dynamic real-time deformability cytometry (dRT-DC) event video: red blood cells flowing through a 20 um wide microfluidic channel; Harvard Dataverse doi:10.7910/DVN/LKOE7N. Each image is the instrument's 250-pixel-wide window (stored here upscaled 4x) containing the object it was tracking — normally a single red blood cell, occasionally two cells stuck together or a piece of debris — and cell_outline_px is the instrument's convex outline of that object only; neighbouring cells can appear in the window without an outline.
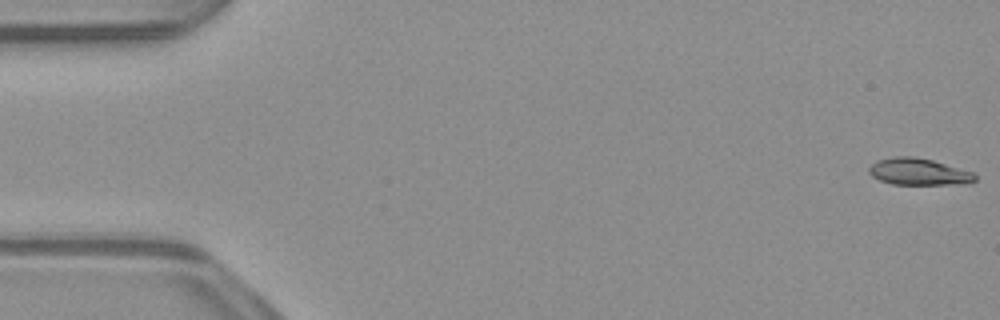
{"species": "common noctule bat (a hibernating species)", "species_latin": "Nyctalus noctula", "temperature_condition": "warm", "stored_images_in_passage": 53, "camera_frame_rate_fps": 3000, "um_per_image_px": 0.085, "animal": {"sex": "male", "body_mass_g": 23.1, "forearm_length_mm": 52.7}, "frame": {"image": 1, "passage_image": 1, "time_ms": 0.0, "image_size_px": [1000, 320], "cell_outline_px": [[976, 180], [968, 184], [892, 184], [880, 180], [872, 176], [868, 172], [868, 168], [876, 160], [892, 156], [912, 156], [932, 160], [972, 172], [976, 176]], "centroid_in_image_um": [78.05, 14.59], "position_along_channel_um": 6.9, "area_um2": 16.53}}
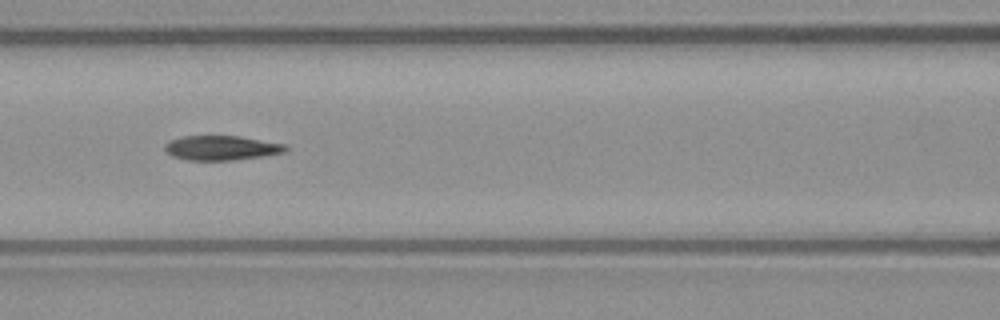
{"frame": {"image": 2, "passage_image": 23, "time_ms": 7.333, "image_size_px": [1000, 320], "cell_outline_px": [[288, 148], [284, 152], [264, 156], [232, 160], [188, 160], [172, 156], [164, 148], [164, 144], [168, 140], [184, 136], [240, 136], [284, 144]], "centroid_in_image_um": [18.8, 12.57], "position_along_channel_um": 147.8, "area_um2": 17.22}}
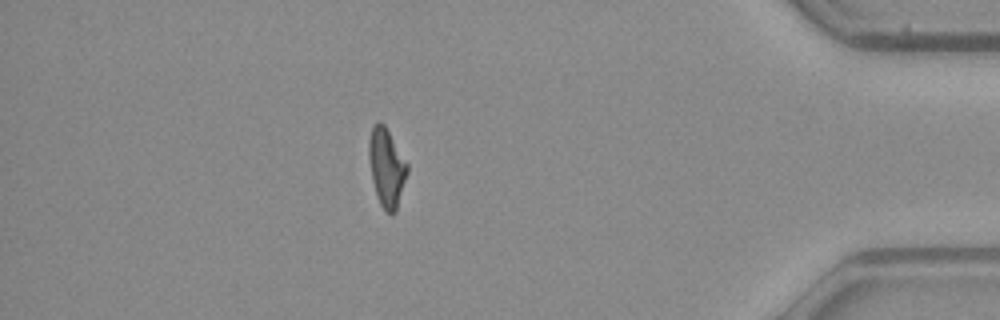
{"frame": {"image": 3, "passage_image": 46, "time_ms": 15.0, "image_size_px": [1000, 320], "cell_outline_px": [[408, 172], [396, 212], [392, 216], [384, 212], [376, 196], [372, 180], [368, 156], [368, 140], [372, 128], [380, 120], [384, 124], [408, 164]], "centroid_in_image_um": [32.85, 14.29], "position_along_channel_um": 402.3, "area_um2": 17.74}, "authors_computed_cell_mechanics": {"area_um2": 17.6868, "velocity_mm_per_s": 3.9456, "shape_relaxation_time_tau1_ms": 6.3906, "shape_relaxation_time_tau2_ms": 3.2871, "deformation_change_tau1": 0.2076, "deformation_change_tau2": 0.0963}}